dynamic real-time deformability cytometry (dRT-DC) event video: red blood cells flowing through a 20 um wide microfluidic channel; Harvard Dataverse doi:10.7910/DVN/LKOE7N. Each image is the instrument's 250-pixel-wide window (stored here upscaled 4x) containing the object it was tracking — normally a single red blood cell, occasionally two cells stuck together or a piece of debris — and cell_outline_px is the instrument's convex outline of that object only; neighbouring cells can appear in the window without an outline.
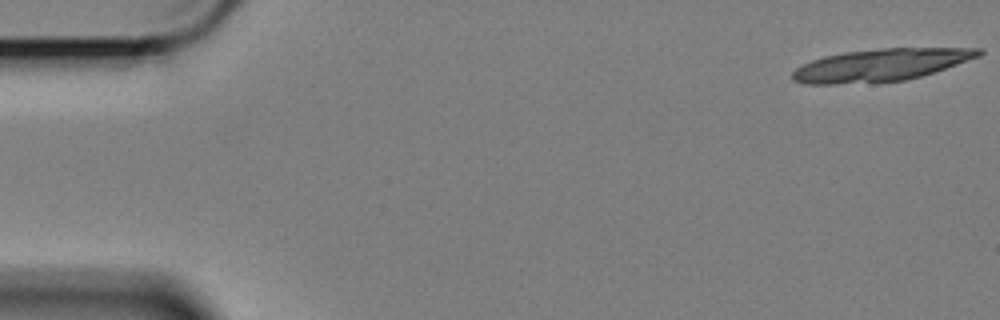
{"species": "Egyptian fruit bat (a non-hibernating species)", "species_latin": "Rousettus aegyptiacus", "temperature_condition": "cold", "stored_images_in_passage": 11, "camera_frame_rate_fps": 3000, "um_per_image_px": 0.085, "animal": {"sex": "female"}, "frame": {"image": 1, "passage_image": 1, "time_ms": 0.0, "image_size_px": [1000, 320], "cell_outline_px": [[984, 52], [980, 56], [920, 76], [904, 80], [832, 84], [804, 84], [792, 80], [792, 72], [796, 68], [812, 60], [824, 56], [844, 52], [884, 48], [984, 48]], "centroid_in_image_um": [74.84, 5.51], "position_along_channel_um": 10.2, "area_um2": 34.56}}